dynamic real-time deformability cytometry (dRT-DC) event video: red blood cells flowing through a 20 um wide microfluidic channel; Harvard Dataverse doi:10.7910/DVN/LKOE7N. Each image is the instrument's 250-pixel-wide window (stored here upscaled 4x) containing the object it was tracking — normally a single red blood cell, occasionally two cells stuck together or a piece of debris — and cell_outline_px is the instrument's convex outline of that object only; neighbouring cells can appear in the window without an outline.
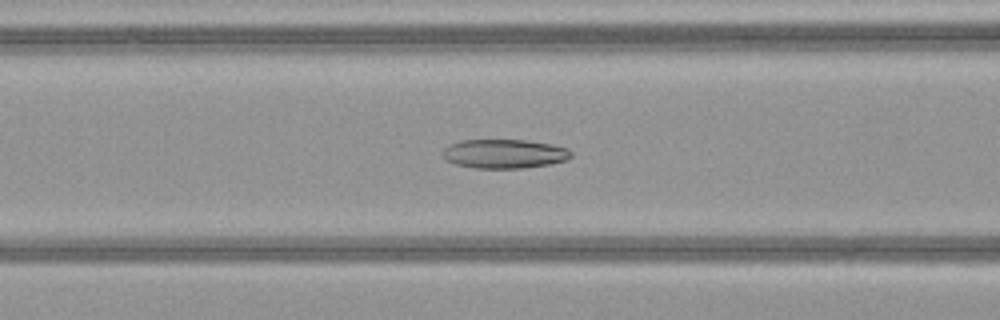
{"species": "common noctule bat (a hibernating species)", "species_latin": "Nyctalus noctula", "temperature_condition": "warm", "stored_images_in_passage": 51, "camera_frame_rate_fps": 3000, "um_per_image_px": 0.085, "animal": {"sex": "female", "body_mass_g": 21.9}, "frame": {"image": 1, "passage_image": 22, "time_ms": 7.0, "image_size_px": [1000, 320], "cell_outline_px": [[572, 156], [568, 160], [548, 164], [524, 168], [472, 168], [456, 164], [444, 160], [444, 148], [448, 144], [460, 140], [524, 140], [552, 144], [568, 148], [572, 152]], "centroid_in_image_um": [42.87, 13.07], "position_along_channel_um": 123.7, "area_um2": 21.91}}
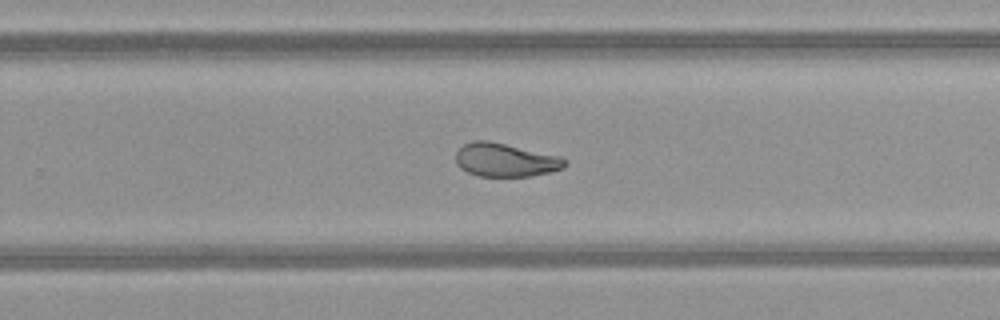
{"frame": {"image": 2, "passage_image": 34, "time_ms": 11.0, "image_size_px": [1000, 320], "cell_outline_px": [[568, 164], [564, 168], [532, 176], [480, 176], [468, 172], [460, 168], [456, 164], [456, 152], [464, 144], [472, 140], [488, 140], [560, 156], [568, 160]], "centroid_in_image_um": [42.97, 13.59], "position_along_channel_um": 286.8, "area_um2": 21.33}}
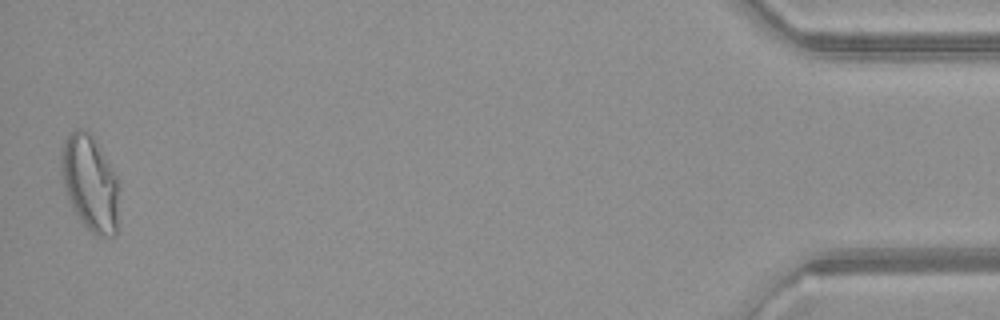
{"frame": {"image": 3, "passage_image": 51, "time_ms": 16.667, "image_size_px": [1000, 320], "cell_outline_px": [[120, 184], [116, 236], [96, 236], [80, 220], [68, 200], [60, 172], [60, 148], [64, 140], [76, 128], [84, 128], [92, 136], [100, 148], [120, 180]], "centroid_in_image_um": [7.66, 15.55], "position_along_channel_um": 427.5, "area_um2": 32.77}, "authors_computed_cell_mechanics": {"area_um2": 25.5476, "velocity_mm_per_s": 4.0791, "shape_relaxation_time_tau1_ms": 10.4512, "shape_relaxation_time_tau2_ms": 2.4189, "deformation_change_tau1": 0.2559, "deformation_change_tau2": 0.0841}}